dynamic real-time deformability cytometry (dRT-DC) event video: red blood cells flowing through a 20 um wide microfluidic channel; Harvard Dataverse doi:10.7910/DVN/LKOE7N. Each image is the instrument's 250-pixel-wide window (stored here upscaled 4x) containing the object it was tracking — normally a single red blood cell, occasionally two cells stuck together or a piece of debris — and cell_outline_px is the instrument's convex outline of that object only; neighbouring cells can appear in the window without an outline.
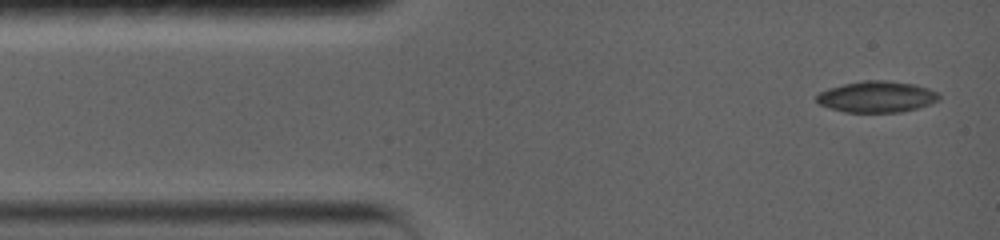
{"species": "common noctule bat (a hibernating species)", "species_latin": "Nyctalus noctula", "temperature_condition": "warm", "stored_images_in_passage": 6, "camera_frame_rate_fps": 5000, "um_per_image_px": 0.085, "animal": {"sex": "female", "body_mass_g": 19.0, "forearm_length_mm": 56.7}, "frame": {"image": 1, "passage_image": 1, "time_ms": 0.0, "image_size_px": [1000, 240], "cell_outline_px": [[940, 100], [916, 108], [900, 112], [844, 112], [820, 104], [816, 100], [816, 96], [820, 92], [828, 88], [844, 84], [864, 80], [880, 80], [912, 84], [928, 88], [936, 92], [940, 96]], "centroid_in_image_um": [74.51, 8.23], "position_along_channel_um": 10.5, "area_um2": 21.96}}
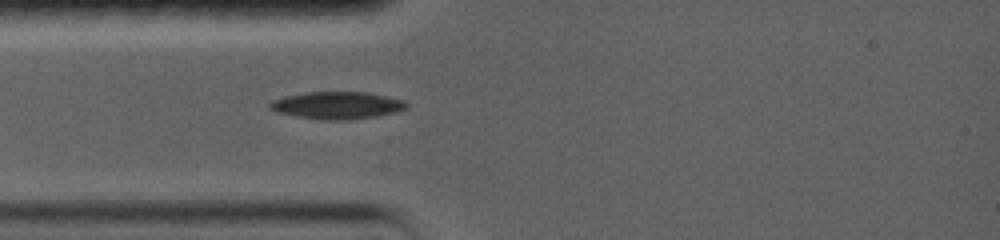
{"frame": {"image": 2, "passage_image": 5, "time_ms": 3.0, "image_size_px": [1000, 240], "cell_outline_px": [[408, 108], [396, 112], [376, 116], [348, 120], [320, 120], [296, 116], [276, 112], [268, 108], [268, 104], [272, 100], [284, 96], [304, 92], [364, 92], [404, 100], [408, 104]], "centroid_in_image_um": [28.62, 8.96], "position_along_channel_um": 56.4, "area_um2": 21.85}}
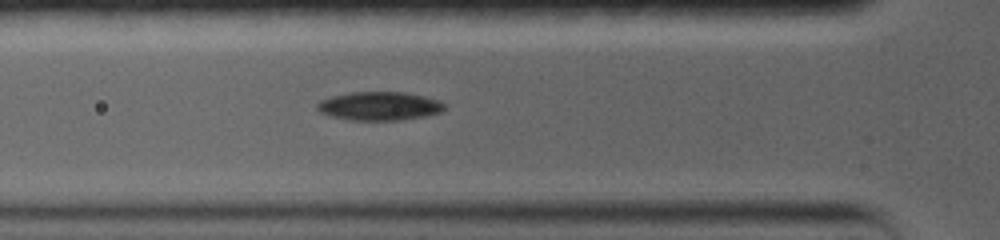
{"frame": {"image": 3, "passage_image": 6, "time_ms": 4.0, "image_size_px": [1000, 240], "cell_outline_px": [[444, 108], [440, 112], [424, 116], [400, 120], [352, 120], [332, 116], [320, 112], [316, 108], [316, 104], [320, 100], [332, 96], [352, 92], [404, 92], [424, 96], [436, 100], [444, 104]], "centroid_in_image_um": [32.21, 9.01], "position_along_channel_um": 93.6, "area_um2": 20.98}}